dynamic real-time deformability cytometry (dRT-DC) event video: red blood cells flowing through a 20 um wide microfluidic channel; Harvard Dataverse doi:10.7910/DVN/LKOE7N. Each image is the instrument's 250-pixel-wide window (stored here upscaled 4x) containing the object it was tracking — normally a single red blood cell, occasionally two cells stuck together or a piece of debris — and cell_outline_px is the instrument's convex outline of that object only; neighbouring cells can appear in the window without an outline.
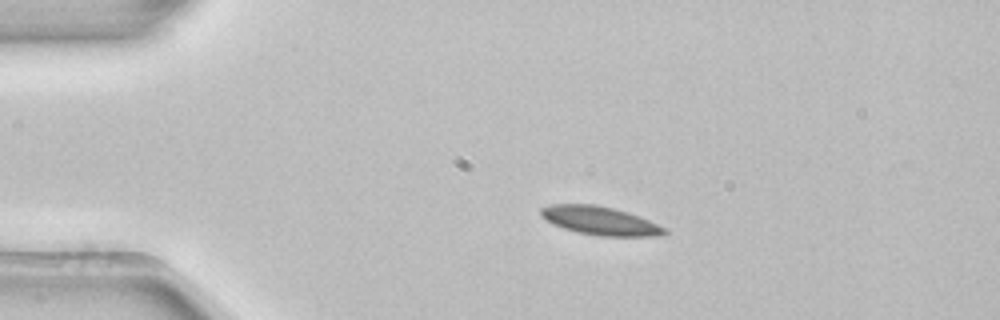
{"species": "common noctule bat (a hibernating species)", "species_latin": "Nyctalus noctula", "temperature_condition": "room temperature", "stored_images_in_passage": 3, "camera_frame_rate_fps": 3000, "um_per_image_px": 0.085, "animal": {"sex": "female", "body_mass_g": 22.7, "forearm_length_mm": 54.2}, "frame": {"image": 1, "passage_image": 2, "time_ms": 0.333, "image_size_px": [1000, 320], "cell_outline_px": [[668, 236], [600, 236], [576, 232], [552, 224], [540, 212], [540, 208], [552, 204], [592, 204], [612, 208], [628, 212], [640, 216], [668, 228]], "centroid_in_image_um": [51.1, 18.77], "position_along_channel_um": 33.9, "area_um2": 20.63}}